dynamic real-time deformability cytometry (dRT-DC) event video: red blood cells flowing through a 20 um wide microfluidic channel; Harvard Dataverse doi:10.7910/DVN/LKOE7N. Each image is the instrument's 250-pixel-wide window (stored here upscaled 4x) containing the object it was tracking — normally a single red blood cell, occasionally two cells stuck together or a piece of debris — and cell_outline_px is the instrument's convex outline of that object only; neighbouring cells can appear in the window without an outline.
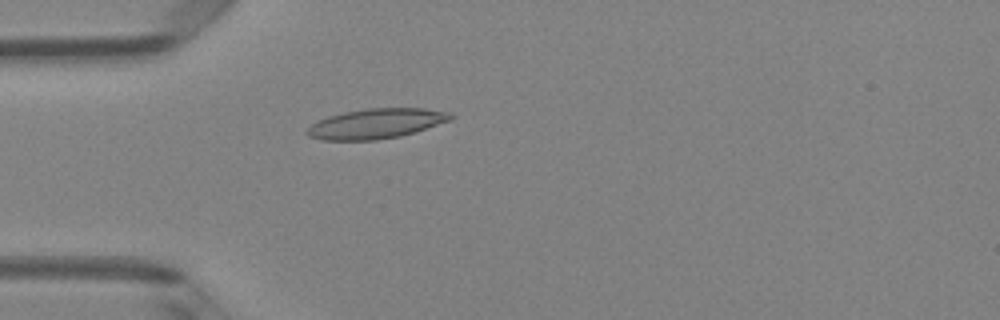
{"species": "Egyptian fruit bat (a non-hibernating species)", "species_latin": "Rousettus aegyptiacus", "temperature_condition": "room temperature", "stored_images_in_passage": 3, "camera_frame_rate_fps": 3000, "um_per_image_px": 0.085, "animal": {"sex": "female"}, "frame": {"image": 1, "passage_image": 3, "time_ms": 0.667, "image_size_px": [1000, 320], "cell_outline_px": [[456, 116], [452, 120], [416, 132], [400, 136], [376, 140], [324, 140], [308, 136], [304, 132], [312, 124], [328, 116], [344, 112], [364, 108], [424, 108], [452, 112]], "centroid_in_image_um": [32.03, 10.5], "position_along_channel_um": 53.0, "area_um2": 25.32}}